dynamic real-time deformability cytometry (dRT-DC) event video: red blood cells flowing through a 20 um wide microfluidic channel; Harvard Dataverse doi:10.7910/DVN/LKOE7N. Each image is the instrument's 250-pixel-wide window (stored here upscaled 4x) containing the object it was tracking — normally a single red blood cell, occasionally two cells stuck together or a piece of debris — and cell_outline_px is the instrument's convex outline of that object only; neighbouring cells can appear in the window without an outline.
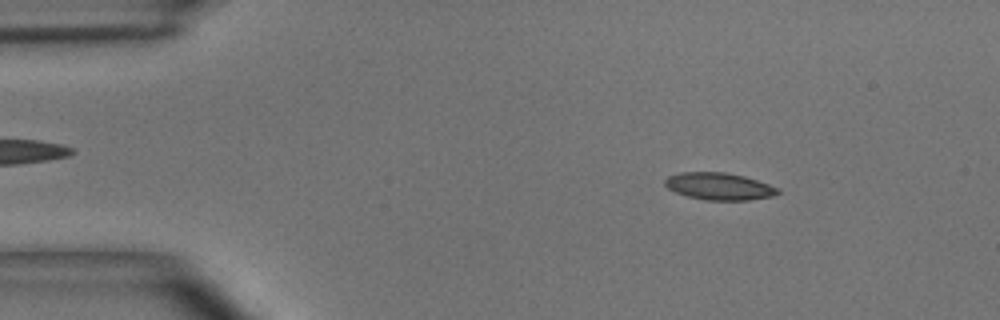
{"species": "common noctule bat (a hibernating species)", "species_latin": "Nyctalus noctula", "temperature_condition": "room temperature", "stored_images_in_passage": 14, "camera_frame_rate_fps": 3000, "um_per_image_px": 0.085, "animal": {"sex": "male", "body_mass_g": 15.6}, "frame": {"image": 1, "passage_image": 6, "time_ms": 1.667, "image_size_px": [1000, 320], "cell_outline_px": [[780, 192], [772, 196], [748, 200], [704, 200], [688, 196], [676, 192], [668, 188], [664, 184], [664, 180], [668, 176], [680, 172], [724, 172], [744, 176], [780, 188]], "centroid_in_image_um": [61.12, 15.83], "position_along_channel_um": 23.9, "area_um2": 17.8}}
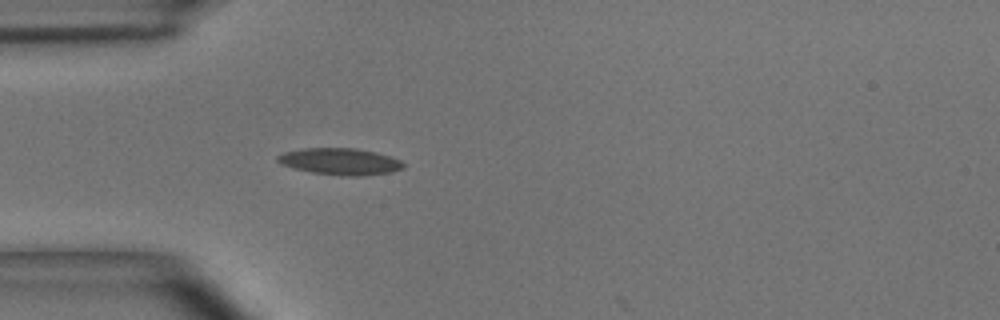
{"frame": {"image": 2, "passage_image": 13, "time_ms": 4.0, "image_size_px": [1000, 320], "cell_outline_px": [[404, 168], [392, 172], [364, 176], [340, 176], [312, 172], [280, 164], [276, 160], [276, 156], [284, 152], [304, 148], [356, 148], [376, 152], [400, 160], [404, 164]], "centroid_in_image_um": [28.92, 13.73], "position_along_channel_um": 56.1, "area_um2": 19.59}}